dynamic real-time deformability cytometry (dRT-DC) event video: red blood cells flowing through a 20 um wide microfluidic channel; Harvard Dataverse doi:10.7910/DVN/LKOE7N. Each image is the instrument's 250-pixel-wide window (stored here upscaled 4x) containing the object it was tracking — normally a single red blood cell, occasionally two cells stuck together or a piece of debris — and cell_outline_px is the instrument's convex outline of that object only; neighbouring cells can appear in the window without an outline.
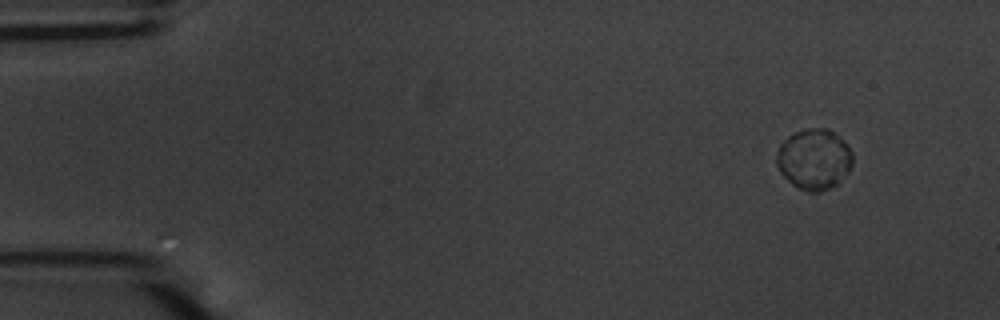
{"species": "common noctule bat (a hibernating species)", "species_latin": "Nyctalus noctula", "temperature_condition": "warm", "stored_images_in_passage": 2, "camera_frame_rate_fps": 3000, "um_per_image_px": 0.085, "animal": {"sex": "male", "body_mass_g": 20.1, "forearm_length_mm": 53.5}, "frame": {"image": 1, "passage_image": 1, "time_ms": 0.0, "image_size_px": [1000, 320], "cell_outline_px": [[852, 164], [848, 172], [836, 184], [820, 192], [808, 192], [796, 188], [780, 172], [776, 164], [776, 152], [780, 144], [788, 136], [796, 132], [808, 128], [828, 128], [844, 140], [852, 152]], "centroid_in_image_um": [69.18, 13.53], "position_along_channel_um": 15.8, "area_um2": 26.99}}